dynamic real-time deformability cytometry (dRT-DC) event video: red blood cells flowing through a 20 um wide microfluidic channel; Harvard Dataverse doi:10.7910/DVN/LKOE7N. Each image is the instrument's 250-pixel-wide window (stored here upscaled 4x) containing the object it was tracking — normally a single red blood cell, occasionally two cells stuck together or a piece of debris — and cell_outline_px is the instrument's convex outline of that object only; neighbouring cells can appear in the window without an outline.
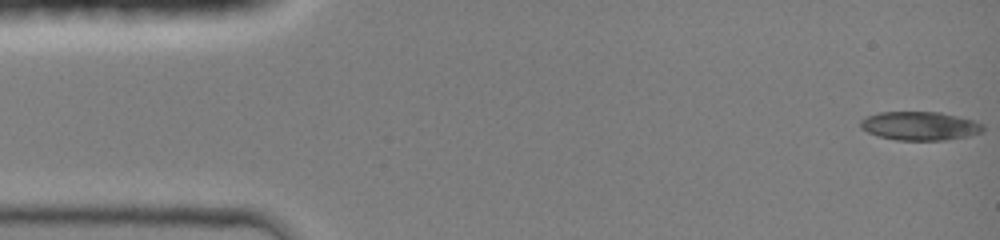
{"species": "common noctule bat (a hibernating species)", "species_latin": "Nyctalus noctula", "temperature_condition": "room temperature", "stored_images_in_passage": 40, "camera_frame_rate_fps": 3000, "um_per_image_px": 0.085, "animal": {"sex": "female", "body_mass_g": 19.0, "forearm_length_mm": 51.5}, "frame": {"image": 1, "passage_image": 1, "time_ms": 0.0, "image_size_px": [1000, 240], "cell_outline_px": [[984, 132], [968, 136], [944, 140], [896, 140], [880, 136], [868, 132], [860, 128], [860, 120], [868, 116], [880, 112], [940, 112], [972, 120], [984, 124]], "centroid_in_image_um": [78.2, 10.7], "position_along_channel_um": 6.8, "area_um2": 20.4}}
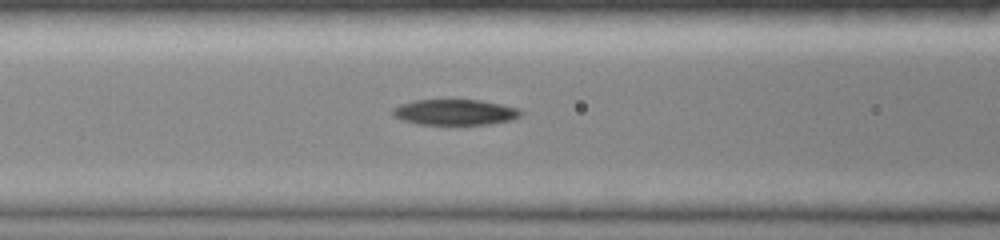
{"frame": {"image": 2, "passage_image": 23, "time_ms": 5.667, "image_size_px": [1000, 240], "cell_outline_px": [[524, 112], [520, 116], [512, 120], [488, 124], [416, 124], [404, 120], [396, 116], [392, 112], [392, 108], [400, 104], [416, 100], [480, 100], [520, 108]], "centroid_in_image_um": [38.72, 9.53], "position_along_channel_um": 127.9, "area_um2": 19.07}}
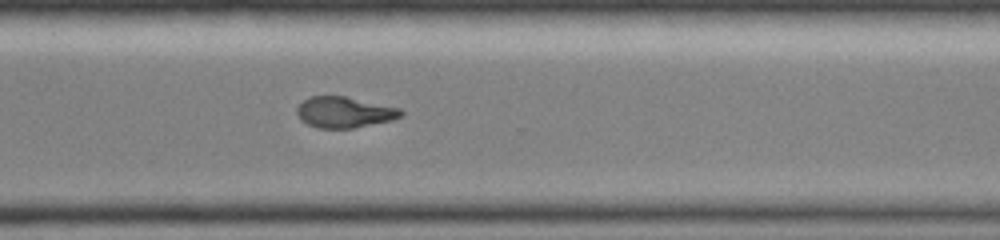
{"frame": {"image": 3, "passage_image": 40, "time_ms": 10.667, "image_size_px": [1000, 240], "cell_outline_px": [[404, 116], [392, 120], [352, 128], [316, 128], [300, 120], [296, 112], [296, 108], [304, 100], [312, 96], [344, 96], [400, 108], [404, 112]], "centroid_in_image_um": [29.27, 9.54], "position_along_channel_um": 341.3, "area_um2": 18.73}}